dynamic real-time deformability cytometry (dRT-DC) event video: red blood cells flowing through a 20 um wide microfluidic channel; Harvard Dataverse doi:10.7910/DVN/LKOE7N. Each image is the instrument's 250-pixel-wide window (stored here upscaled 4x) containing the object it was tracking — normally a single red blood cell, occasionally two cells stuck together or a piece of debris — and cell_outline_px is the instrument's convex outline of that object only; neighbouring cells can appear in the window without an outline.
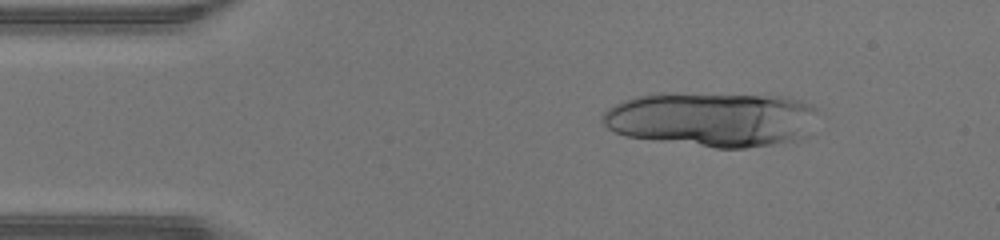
{"species": "human", "species_latin": "Homo sapiens", "temperature_condition": "warm", "stored_images_in_passage": 25, "segment_of_instrument_passage": [1, 2], "camera_frame_rate_fps": 3000, "um_per_image_px": 0.085, "donor": {"sex": "male"}, "frame": {"image": 1, "passage_image": 6, "time_ms": 1.667, "image_size_px": [1000, 240], "cell_outline_px": [[816, 108], [804, 136], [796, 140], [772, 144], [744, 148], [716, 148], [656, 140], [628, 136], [616, 132], [608, 128], [600, 120], [600, 116], [608, 108], [624, 100], [636, 96], [784, 96], [800, 100], [812, 104]], "centroid_in_image_um": [60.5, 10.18], "position_along_channel_um": 24.5, "area_um2": 66.41}}